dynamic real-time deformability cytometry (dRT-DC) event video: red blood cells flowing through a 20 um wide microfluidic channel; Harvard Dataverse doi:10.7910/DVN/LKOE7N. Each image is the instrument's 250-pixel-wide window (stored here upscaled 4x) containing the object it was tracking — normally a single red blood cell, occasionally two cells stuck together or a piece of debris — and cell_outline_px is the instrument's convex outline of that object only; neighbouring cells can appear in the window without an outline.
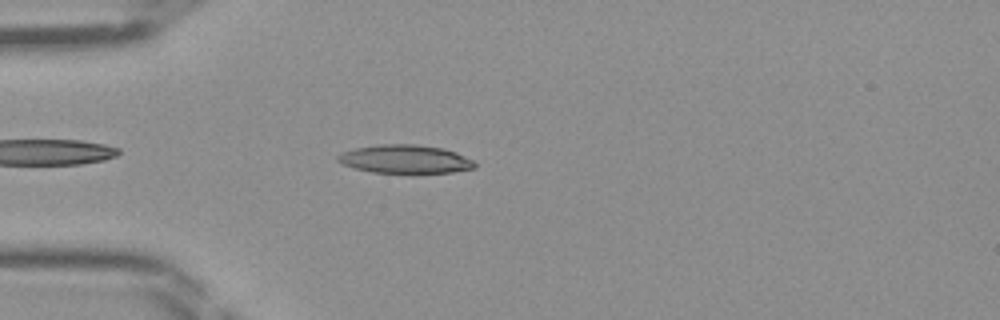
{"species": "Egyptian fruit bat (a non-hibernating species)", "species_latin": "Rousettus aegyptiacus", "temperature_condition": "room temperature", "stored_images_in_passage": 36, "camera_frame_rate_fps": 3000, "um_per_image_px": 0.085, "frame": {"image": 1, "passage_image": 3, "time_ms": 0.667, "image_size_px": [1000, 320], "cell_outline_px": [[476, 168], [452, 172], [412, 176], [372, 172], [352, 168], [336, 160], [336, 156], [340, 152], [352, 148], [380, 144], [416, 144], [444, 148], [456, 152], [472, 160], [476, 164]], "centroid_in_image_um": [34.42, 13.57], "position_along_channel_um": 50.6, "area_um2": 23.87}}
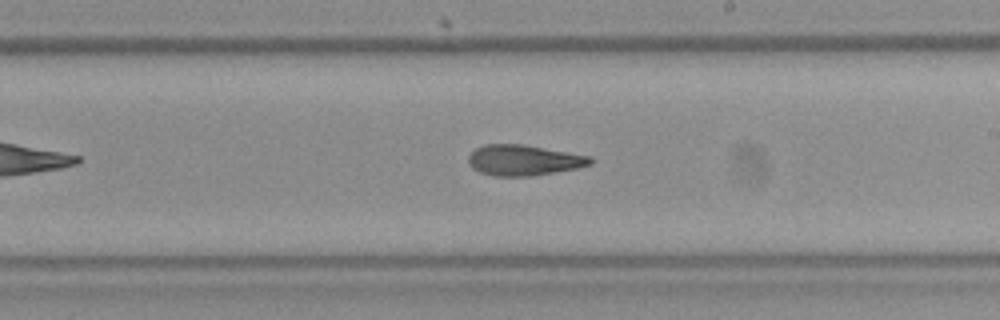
{"frame": {"image": 2, "passage_image": 17, "time_ms": 5.333, "image_size_px": [1000, 320], "cell_outline_px": [[592, 164], [576, 168], [528, 176], [492, 176], [480, 172], [472, 168], [468, 164], [468, 156], [476, 148], [484, 144], [524, 144], [592, 156]], "centroid_in_image_um": [44.49, 13.6], "position_along_channel_um": 244.5, "area_um2": 21.79}}
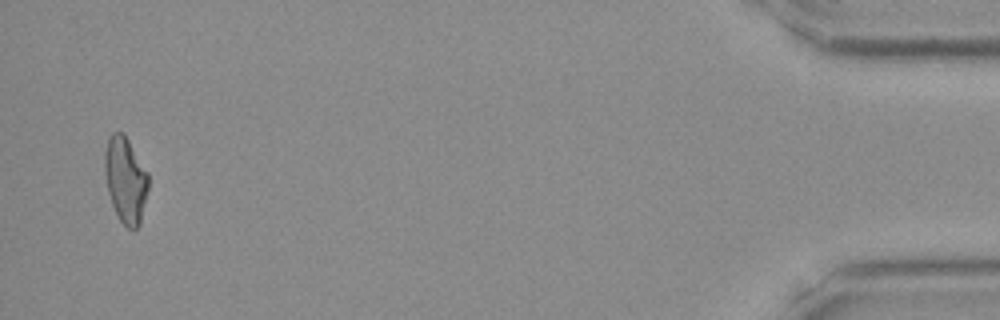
{"frame": {"image": 3, "passage_image": 35, "time_ms": 11.333, "image_size_px": [1000, 320], "cell_outline_px": [[148, 188], [140, 224], [136, 228], [128, 228], [120, 220], [112, 204], [108, 192], [104, 172], [104, 152], [108, 136], [112, 132], [124, 132], [148, 172]], "centroid_in_image_um": [10.66, 15.23], "position_along_channel_um": 424.5, "area_um2": 21.96}}